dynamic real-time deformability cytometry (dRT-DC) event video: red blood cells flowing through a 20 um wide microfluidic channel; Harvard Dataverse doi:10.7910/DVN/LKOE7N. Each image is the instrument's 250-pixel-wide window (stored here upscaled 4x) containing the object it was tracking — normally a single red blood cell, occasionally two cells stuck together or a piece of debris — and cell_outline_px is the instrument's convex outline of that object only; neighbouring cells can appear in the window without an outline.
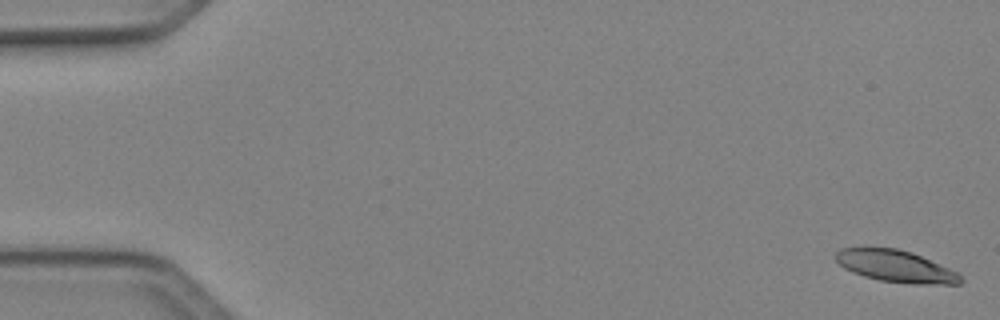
{"species": "Egyptian fruit bat (a non-hibernating species)", "species_latin": "Rousettus aegyptiacus", "temperature_condition": "cold", "stored_images_in_passage": 50, "camera_frame_rate_fps": 3000, "um_per_image_px": 0.085, "animal": {"sex": "female"}, "frame": {"image": 1, "passage_image": 1, "time_ms": 0.0, "image_size_px": [1000, 320], "cell_outline_px": [[964, 280], [960, 284], [912, 284], [880, 280], [864, 276], [852, 272], [844, 268], [832, 256], [840, 248], [896, 248], [912, 252], [960, 272]], "centroid_in_image_um": [76.18, 22.63], "position_along_channel_um": 8.8, "area_um2": 23.41}}
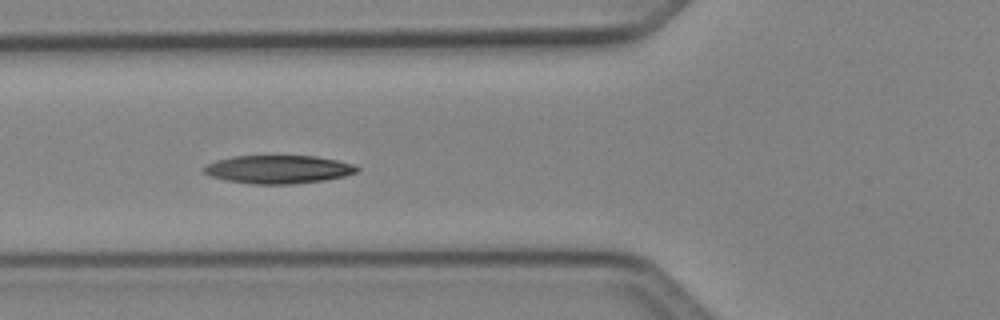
{"frame": {"image": 2, "passage_image": 19, "time_ms": 6.0, "image_size_px": [1000, 320], "cell_outline_px": [[360, 168], [356, 172], [344, 176], [324, 180], [292, 184], [252, 184], [224, 180], [212, 176], [204, 172], [204, 168], [208, 164], [216, 160], [232, 156], [316, 156], [336, 160], [352, 164]], "centroid_in_image_um": [23.65, 14.4], "position_along_channel_um": 102.1, "area_um2": 25.03}}
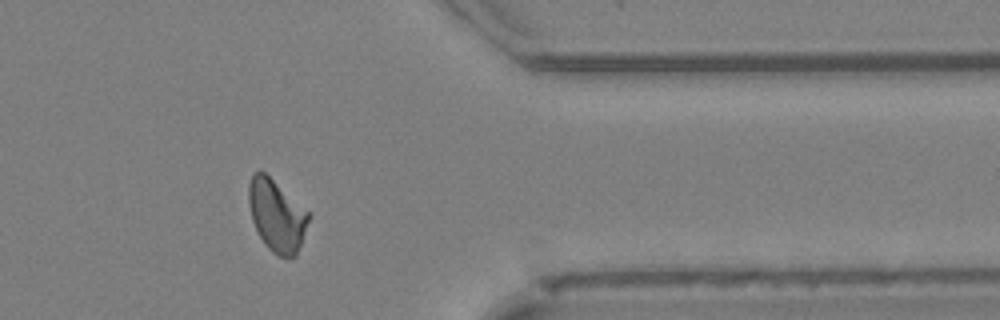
{"frame": {"image": 3, "passage_image": 41, "time_ms": 13.333, "image_size_px": [1000, 320], "cell_outline_px": [[312, 216], [296, 256], [288, 260], [276, 256], [264, 244], [252, 220], [248, 200], [248, 184], [252, 172], [260, 168], [308, 212]], "centroid_in_image_um": [23.51, 18.35], "position_along_channel_um": 387.9, "area_um2": 25.37}, "authors_computed_cell_mechanics": {"area_um2": 24.565, "velocity_mm_per_s": 4.0937, "shape_relaxation_time_tau1_ms": 5.2763, "shape_relaxation_time_tau2_ms": null, "deformation_change_tau1": 0.1796, "deformation_change_tau2": null}}